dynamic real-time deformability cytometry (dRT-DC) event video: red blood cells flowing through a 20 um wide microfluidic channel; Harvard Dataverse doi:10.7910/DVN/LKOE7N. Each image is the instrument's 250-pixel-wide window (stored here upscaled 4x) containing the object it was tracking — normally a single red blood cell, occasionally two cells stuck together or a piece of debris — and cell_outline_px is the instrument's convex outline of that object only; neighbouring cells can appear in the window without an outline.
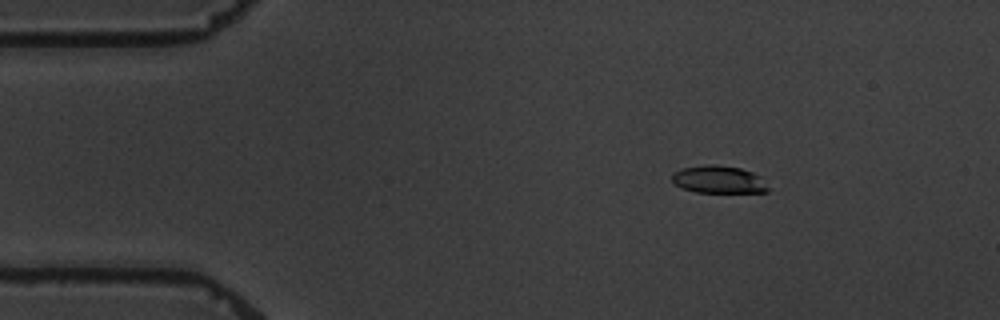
{"species": "common noctule bat (a hibernating species)", "species_latin": "Nyctalus noctula", "temperature_condition": "warm", "stored_images_in_passage": 10, "camera_frame_rate_fps": 3000, "um_per_image_px": 0.085, "animal": {"sex": "male", "body_mass_g": 19.5, "forearm_length_mm": 54.6}, "frame": {"image": 1, "passage_image": 2, "time_ms": 1.0, "image_size_px": [1000, 320], "cell_outline_px": [[768, 192], [696, 192], [684, 188], [676, 184], [672, 180], [672, 172], [680, 168], [704, 164], [712, 164], [740, 168], [752, 172], [760, 176], [768, 188]], "centroid_in_image_um": [61.06, 15.24], "position_along_channel_um": 23.9, "area_um2": 15.37}}
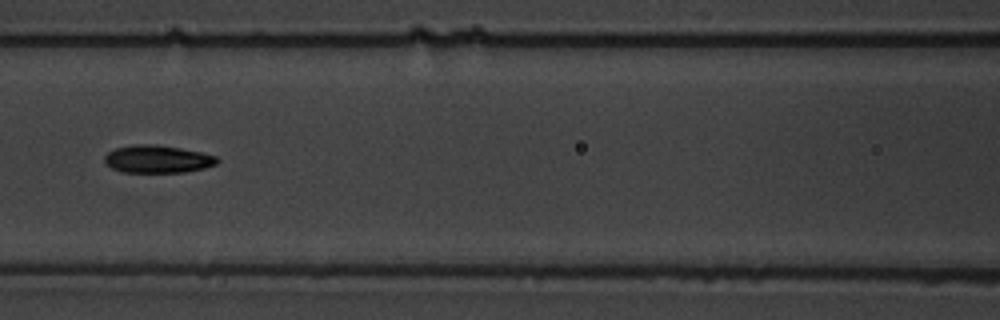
{"frame": {"image": 2, "passage_image": 7, "time_ms": 6.667, "image_size_px": [1000, 320], "cell_outline_px": [[220, 160], [216, 164], [204, 168], [184, 172], [120, 172], [104, 164], [104, 156], [108, 152], [116, 148], [132, 144], [156, 144], [180, 148], [200, 152], [216, 156]], "centroid_in_image_um": [13.35, 13.52], "position_along_channel_um": 153.2, "area_um2": 18.26}}
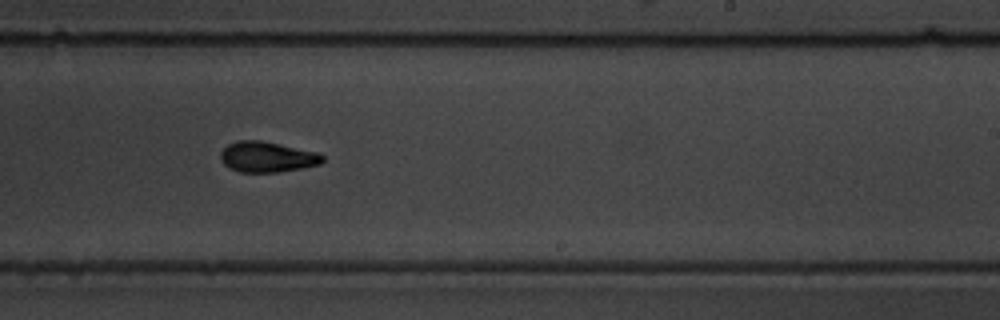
{"frame": {"image": 3, "passage_image": 10, "time_ms": 10.0, "image_size_px": [1000, 320], "cell_outline_px": [[324, 160], [320, 164], [304, 168], [276, 172], [240, 172], [228, 168], [220, 160], [220, 152], [228, 144], [236, 140], [264, 140], [316, 152], [324, 156]], "centroid_in_image_um": [22.68, 13.33], "position_along_channel_um": 266.3, "area_um2": 18.38}}